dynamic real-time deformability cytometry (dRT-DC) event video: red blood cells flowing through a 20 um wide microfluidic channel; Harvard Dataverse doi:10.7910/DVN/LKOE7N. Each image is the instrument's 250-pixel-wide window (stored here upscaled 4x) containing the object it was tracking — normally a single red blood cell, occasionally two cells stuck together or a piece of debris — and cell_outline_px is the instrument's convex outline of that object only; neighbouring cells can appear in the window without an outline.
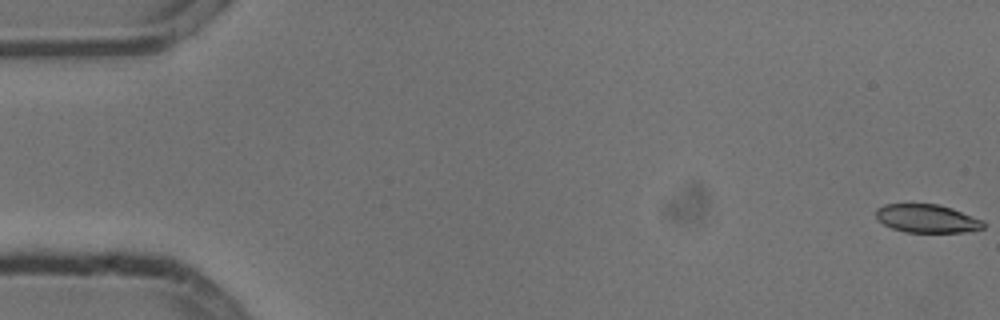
{"species": "common noctule bat (a hibernating species)", "species_latin": "Nyctalus noctula", "temperature_condition": "cold", "stored_images_in_passage": 8, "camera_frame_rate_fps": 3000, "um_per_image_px": 0.085, "animal": {"sex": "male", "body_mass_g": 13.3}, "frame": {"image": 1, "passage_image": 1, "time_ms": 0.0, "image_size_px": [1000, 320], "cell_outline_px": [[984, 228], [964, 232], [904, 232], [892, 228], [876, 220], [876, 208], [884, 204], [936, 204], [952, 208], [984, 220]], "centroid_in_image_um": [78.78, 18.57], "position_along_channel_um": 6.2, "area_um2": 17.8}}
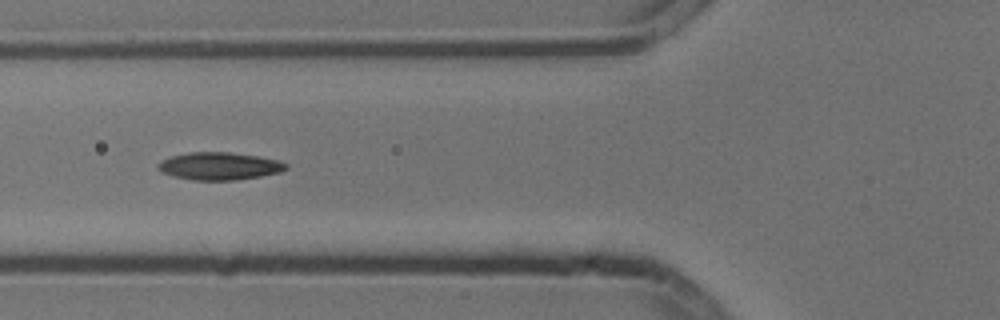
{"frame": {"image": 2, "passage_image": 6, "time_ms": 1.667, "image_size_px": [1000, 320], "cell_outline_px": [[288, 168], [280, 172], [260, 176], [236, 180], [192, 180], [172, 176], [156, 168], [156, 164], [160, 160], [172, 156], [188, 152], [228, 152], [256, 156], [280, 160], [288, 164]], "centroid_in_image_um": [18.63, 14.11], "position_along_channel_um": 107.2, "area_um2": 20.63}}
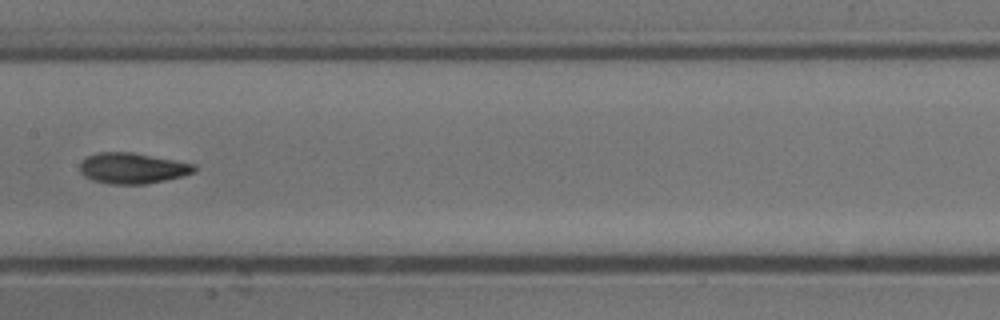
{"frame": {"image": 3, "passage_image": 8, "time_ms": 2.333, "image_size_px": [1000, 320], "cell_outline_px": [[196, 172], [184, 176], [148, 184], [108, 184], [92, 180], [84, 176], [80, 172], [80, 164], [88, 156], [96, 152], [132, 152], [196, 164]], "centroid_in_image_um": [11.28, 14.3], "position_along_channel_um": 196.1, "area_um2": 20.69}}